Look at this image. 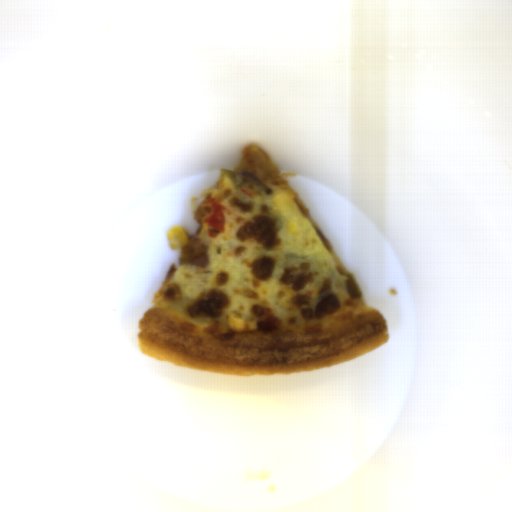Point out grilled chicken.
<instances>
[{"mask_svg": "<svg viewBox=\"0 0 512 512\" xmlns=\"http://www.w3.org/2000/svg\"><path fill=\"white\" fill-rule=\"evenodd\" d=\"M178 261L187 265L205 268L209 264V256L205 244L200 238L189 237L185 247H180Z\"/></svg>", "mask_w": 512, "mask_h": 512, "instance_id": "grilled-chicken-1", "label": "grilled chicken"}]
</instances>
